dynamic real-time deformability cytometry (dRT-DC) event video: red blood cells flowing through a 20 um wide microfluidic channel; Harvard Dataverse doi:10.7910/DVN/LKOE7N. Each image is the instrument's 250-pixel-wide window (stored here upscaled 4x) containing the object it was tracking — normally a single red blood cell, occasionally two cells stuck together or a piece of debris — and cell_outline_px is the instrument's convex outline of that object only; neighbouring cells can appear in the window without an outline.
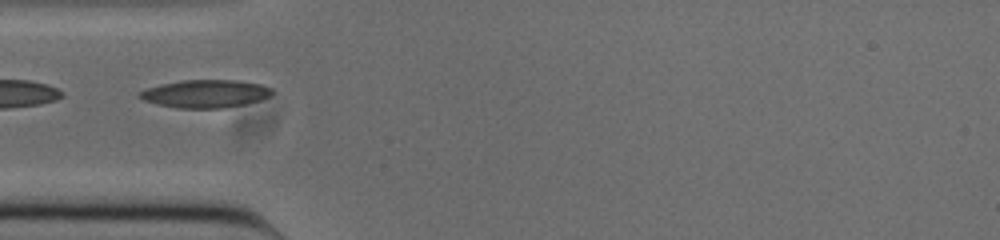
{"species": "common noctule bat (a hibernating species)", "species_latin": "Nyctalus noctula", "temperature_condition": "cold", "stored_images_in_passage": 35, "camera_frame_rate_fps": 3000, "um_per_image_px": 0.085, "animal": {"sex": "male", "body_mass_g": 20.0, "forearm_length_mm": 53.3}, "frame": {"image": 1, "passage_image": 1, "time_ms": 0.0, "image_size_px": [1000, 240], "cell_outline_px": [[272, 92], [268, 96], [260, 100], [244, 104], [224, 108], [176, 108], [156, 104], [144, 100], [136, 96], [136, 92], [148, 88], [164, 84], [184, 80], [236, 80], [260, 84], [272, 88]], "centroid_in_image_um": [17.42, 7.97], "position_along_channel_um": 67.6, "area_um2": 21.44}}
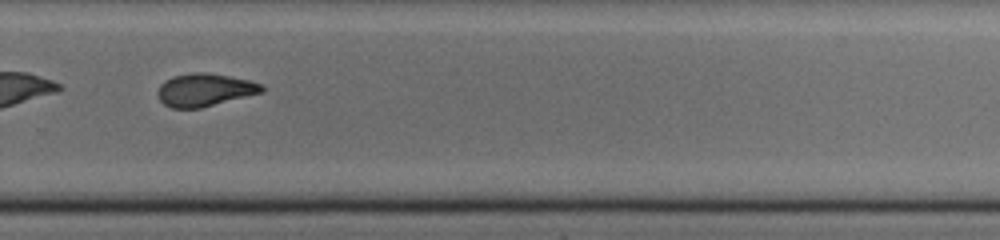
{"frame": {"image": 2, "passage_image": 20, "time_ms": 6.333, "image_size_px": [1000, 240], "cell_outline_px": [[264, 92], [200, 108], [172, 108], [164, 104], [156, 96], [156, 92], [160, 84], [164, 80], [172, 76], [192, 72], [200, 72], [228, 76], [248, 80], [260, 84], [264, 88]], "centroid_in_image_um": [17.34, 7.64], "position_along_channel_um": 312.5, "area_um2": 19.88}}